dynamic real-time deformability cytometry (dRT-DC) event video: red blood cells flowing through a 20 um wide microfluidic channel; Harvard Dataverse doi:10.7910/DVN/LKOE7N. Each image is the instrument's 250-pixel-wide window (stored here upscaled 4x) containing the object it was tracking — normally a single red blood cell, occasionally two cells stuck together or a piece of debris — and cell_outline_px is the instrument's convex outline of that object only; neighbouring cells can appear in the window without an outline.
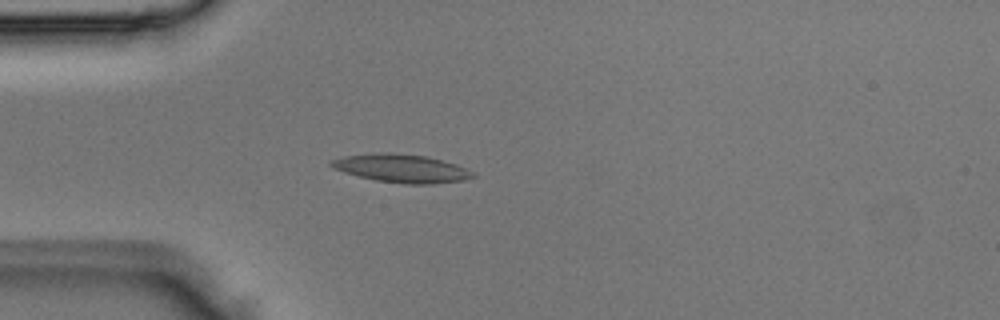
{"species": "Egyptian fruit bat (a non-hibernating species)", "species_latin": "Rousettus aegyptiacus", "temperature_condition": "room temperature", "stored_images_in_passage": 3, "camera_frame_rate_fps": 3000, "um_per_image_px": 0.085, "animal": {"sex": "male"}, "frame": {"image": 1, "passage_image": 3, "time_ms": 0.667, "image_size_px": [1000, 320], "cell_outline_px": [[476, 176], [464, 180], [432, 184], [408, 184], [376, 180], [344, 172], [332, 168], [328, 164], [328, 160], [344, 156], [376, 152], [392, 152], [428, 156], [456, 164], [472, 172]], "centroid_in_image_um": [34.08, 14.29], "position_along_channel_um": 50.9, "area_um2": 23.41}}